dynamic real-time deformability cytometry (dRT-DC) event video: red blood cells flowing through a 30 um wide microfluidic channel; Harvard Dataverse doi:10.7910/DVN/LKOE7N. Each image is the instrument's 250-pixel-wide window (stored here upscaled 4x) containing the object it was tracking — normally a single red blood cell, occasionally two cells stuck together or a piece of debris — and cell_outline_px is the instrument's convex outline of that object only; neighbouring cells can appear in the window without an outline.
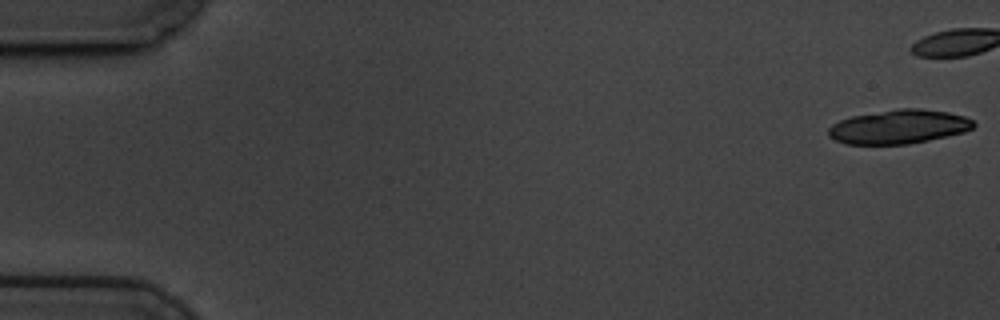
{"species": "common noctule bat (a hibernating species)", "species_latin": "Nyctalus noctula", "temperature_condition": "cold", "stored_images_in_passage": 47, "camera_frame_rate_fps": 3000, "um_per_image_px": 0.085, "animal": {"sex": "male", "body_mass_g": 19.5, "forearm_length_mm": 54.6}, "frame": {"image": 1, "passage_image": 1, "time_ms": 0.0, "image_size_px": [1000, 320], "cell_outline_px": [[976, 124], [972, 128], [964, 132], [948, 136], [908, 144], [844, 144], [828, 136], [828, 128], [832, 124], [840, 120], [852, 116], [896, 108], [920, 108], [948, 112], [964, 116], [972, 120]], "centroid_in_image_um": [76.39, 10.77], "position_along_channel_um": 8.6, "area_um2": 28.84}}